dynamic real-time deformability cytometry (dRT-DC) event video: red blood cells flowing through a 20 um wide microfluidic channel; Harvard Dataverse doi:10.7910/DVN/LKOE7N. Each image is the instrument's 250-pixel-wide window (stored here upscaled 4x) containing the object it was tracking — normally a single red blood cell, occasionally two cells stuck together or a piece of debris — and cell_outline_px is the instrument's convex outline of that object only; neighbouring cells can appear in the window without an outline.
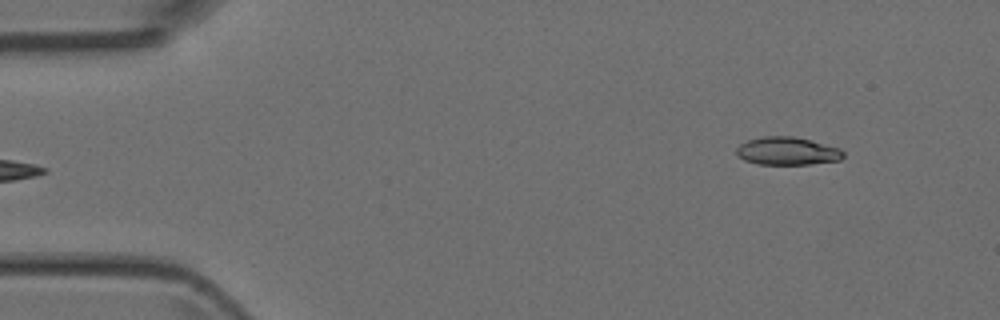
{"species": "Egyptian fruit bat (a non-hibernating species)", "species_latin": "Rousettus aegyptiacus", "temperature_condition": "room temperature", "stored_images_in_passage": 5, "camera_frame_rate_fps": 3000, "um_per_image_px": 0.085, "animal": {"sex": "female"}, "frame": {"image": 1, "passage_image": 5, "time_ms": 5.667, "image_size_px": [1000, 320], "cell_outline_px": [[844, 156], [840, 160], [808, 164], [756, 164], [744, 160], [736, 156], [736, 148], [740, 144], [748, 140], [764, 136], [792, 136], [840, 148], [844, 152]], "centroid_in_image_um": [66.88, 12.84], "position_along_channel_um": 18.1, "area_um2": 17.34}}